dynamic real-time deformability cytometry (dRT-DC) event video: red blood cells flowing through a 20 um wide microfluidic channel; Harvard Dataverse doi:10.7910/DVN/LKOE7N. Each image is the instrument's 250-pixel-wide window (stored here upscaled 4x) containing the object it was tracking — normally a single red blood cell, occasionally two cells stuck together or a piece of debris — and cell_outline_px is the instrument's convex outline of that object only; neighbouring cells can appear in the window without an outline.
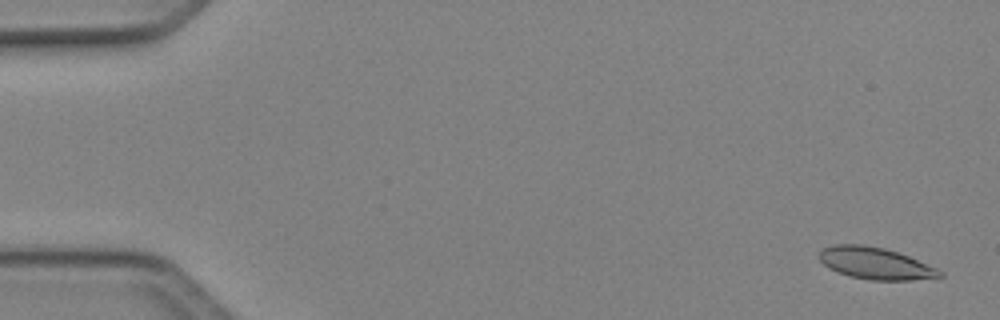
{"species": "Egyptian fruit bat (a non-hibernating species)", "species_latin": "Rousettus aegyptiacus", "temperature_condition": "cold", "stored_images_in_passage": 50, "camera_frame_rate_fps": 3000, "um_per_image_px": 0.085, "animal": {"sex": "female"}, "frame": {"image": 1, "passage_image": 2, "time_ms": 0.333, "image_size_px": [1000, 320], "cell_outline_px": [[944, 276], [912, 280], [868, 280], [848, 276], [836, 272], [828, 268], [820, 260], [820, 252], [824, 248], [832, 244], [860, 244], [884, 248], [908, 256], [936, 268], [944, 272]], "centroid_in_image_um": [74.38, 22.39], "position_along_channel_um": 10.6, "area_um2": 22.31}}
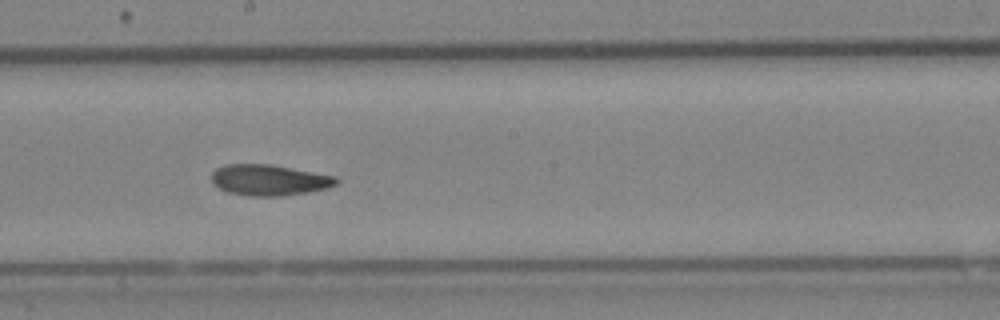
{"frame": {"image": 2, "passage_image": 28, "time_ms": 9.0, "image_size_px": [1000, 320], "cell_outline_px": [[340, 180], [336, 184], [328, 188], [308, 192], [284, 196], [252, 196], [228, 192], [212, 184], [212, 172], [216, 168], [228, 164], [268, 164], [336, 176]], "centroid_in_image_um": [22.89, 15.31], "position_along_channel_um": 225.3, "area_um2": 22.43}}
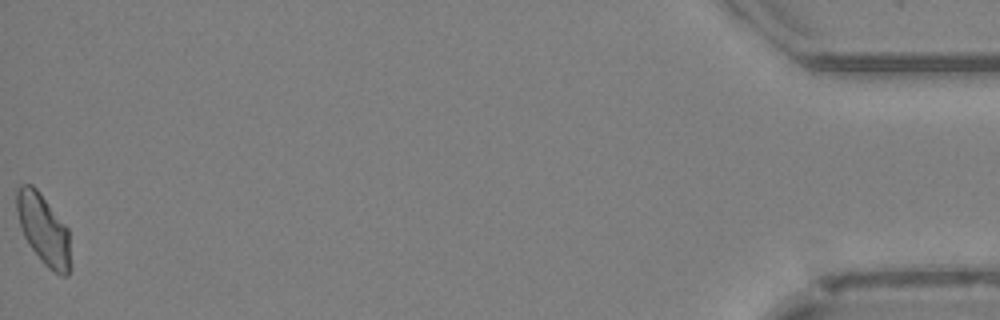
{"frame": {"image": 3, "passage_image": 50, "time_ms": 16.333, "image_size_px": [1000, 320], "cell_outline_px": [[72, 268], [68, 276], [60, 276], [52, 272], [44, 264], [28, 244], [24, 236], [16, 212], [16, 188], [20, 184], [32, 184], [36, 188], [68, 228]], "centroid_in_image_um": [3.72, 19.54], "position_along_channel_um": 431.5, "area_um2": 22.43}, "authors_computed_cell_mechanics": {"area_um2": 22.3397, "velocity_mm_per_s": 4.118, "shape_relaxation_time_tau1_ms": 11.0383, "shape_relaxation_time_tau2_ms": 4.7203, "deformation_change_tau1": 0.2009, "deformation_change_tau2": 0.1035}}